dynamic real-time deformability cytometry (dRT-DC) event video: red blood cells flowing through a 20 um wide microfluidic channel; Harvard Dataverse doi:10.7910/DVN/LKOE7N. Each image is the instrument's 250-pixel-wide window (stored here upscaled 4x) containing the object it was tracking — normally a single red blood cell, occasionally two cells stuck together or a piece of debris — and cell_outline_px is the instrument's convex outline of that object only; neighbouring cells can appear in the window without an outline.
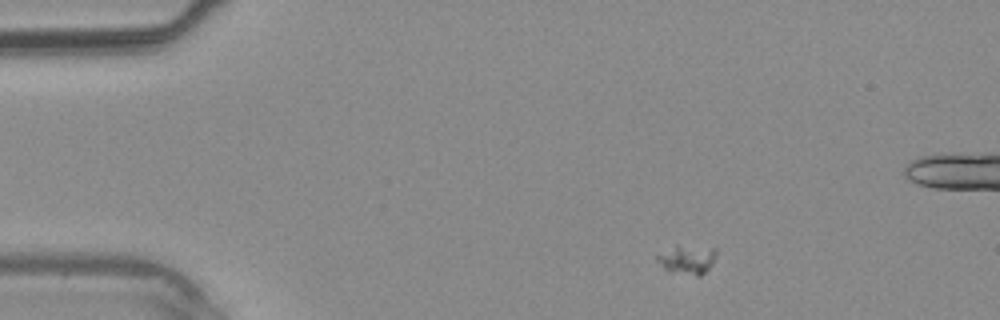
{"species": "common noctule bat (a hibernating species)", "species_latin": "Nyctalus noctula", "temperature_condition": "warm", "stored_images_in_passage": 39, "camera_frame_rate_fps": 3000, "um_per_image_px": 0.085, "animal": {"sex": "male", "body_mass_g": 20.4}, "frame": {"image": 1, "passage_image": 4, "time_ms": 1.0, "image_size_px": [1000, 320], "cell_outline_px": [[716, 256], [708, 268], [700, 276], [696, 276], [668, 272], [656, 260], [656, 256], [676, 244], [716, 248]], "centroid_in_image_um": [58.39, 22.05], "position_along_channel_um": 26.6, "area_um2": 10.12}}